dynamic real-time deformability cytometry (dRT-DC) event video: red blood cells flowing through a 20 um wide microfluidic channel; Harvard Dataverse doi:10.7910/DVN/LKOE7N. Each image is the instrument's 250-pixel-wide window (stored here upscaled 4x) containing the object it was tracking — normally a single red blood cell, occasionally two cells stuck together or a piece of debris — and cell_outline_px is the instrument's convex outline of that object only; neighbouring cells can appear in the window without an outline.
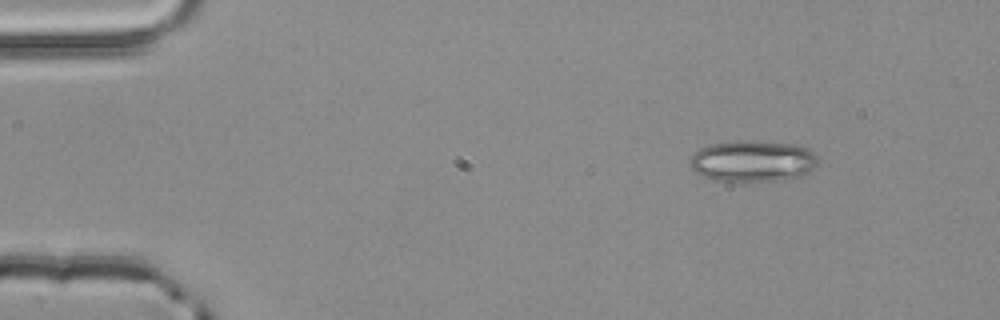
{"species": "common noctule bat (a hibernating species)", "species_latin": "Nyctalus noctula", "temperature_condition": "room temperature", "stored_images_in_passage": 3, "camera_frame_rate_fps": 3000, "um_per_image_px": 0.085, "animal": {"sex": "male", "body_mass_g": 20.4}, "frame": {"image": 1, "passage_image": 1, "time_ms": 0.0, "image_size_px": [1000, 320], "cell_outline_px": [[816, 164], [808, 176], [780, 180], [748, 184], [712, 180], [696, 172], [688, 164], [688, 160], [700, 148], [712, 144], [736, 140], [748, 140], [800, 144], [808, 148], [816, 156]], "centroid_in_image_um": [64.0, 13.73], "position_along_channel_um": 21.0, "area_um2": 31.96}}
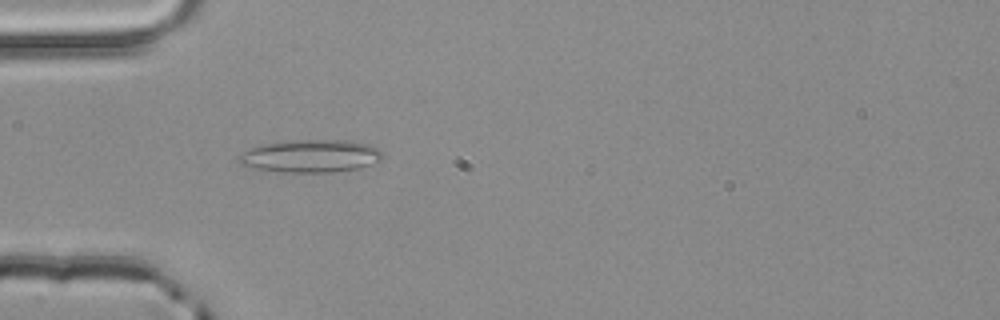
{"frame": {"image": 2, "passage_image": 3, "time_ms": 0.667, "image_size_px": [1000, 320], "cell_outline_px": [[384, 156], [380, 160], [360, 168], [332, 172], [284, 172], [256, 168], [240, 164], [236, 156], [240, 152], [248, 148], [260, 144], [308, 140], [344, 140], [368, 144], [376, 148]], "centroid_in_image_um": [26.36, 13.27], "position_along_channel_um": 58.6, "area_um2": 27.22}}